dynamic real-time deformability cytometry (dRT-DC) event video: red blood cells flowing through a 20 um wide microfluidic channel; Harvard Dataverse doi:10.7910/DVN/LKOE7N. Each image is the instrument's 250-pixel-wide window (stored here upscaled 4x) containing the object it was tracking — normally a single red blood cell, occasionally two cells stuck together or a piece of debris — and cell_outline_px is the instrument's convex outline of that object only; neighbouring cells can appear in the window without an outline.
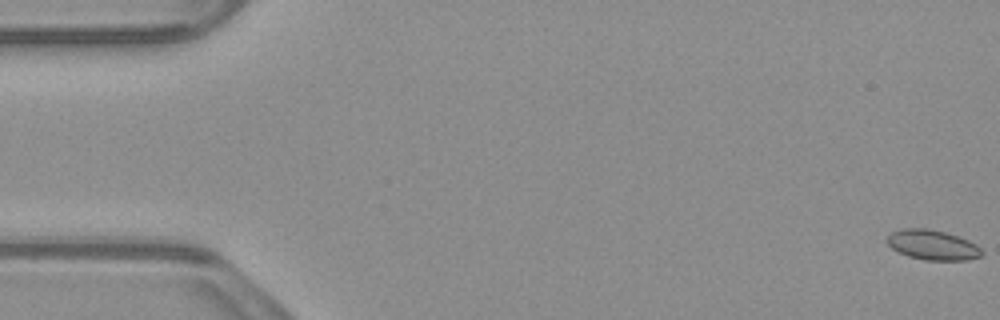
{"species": "common noctule bat (a hibernating species)", "species_latin": "Nyctalus noctula", "temperature_condition": "warm", "stored_images_in_passage": 16, "camera_frame_rate_fps": 3000, "um_per_image_px": 0.085, "animal": {"sex": "male", "body_mass_g": 23.1, "forearm_length_mm": 52.7}, "frame": {"image": 1, "passage_image": 1, "time_ms": 0.0, "image_size_px": [1000, 320], "cell_outline_px": [[984, 256], [968, 260], [924, 260], [908, 256], [892, 248], [884, 240], [892, 232], [900, 228], [928, 228], [944, 232], [968, 240], [976, 244], [984, 252]], "centroid_in_image_um": [79.27, 20.82], "position_along_channel_um": 5.7, "area_um2": 16.65}}
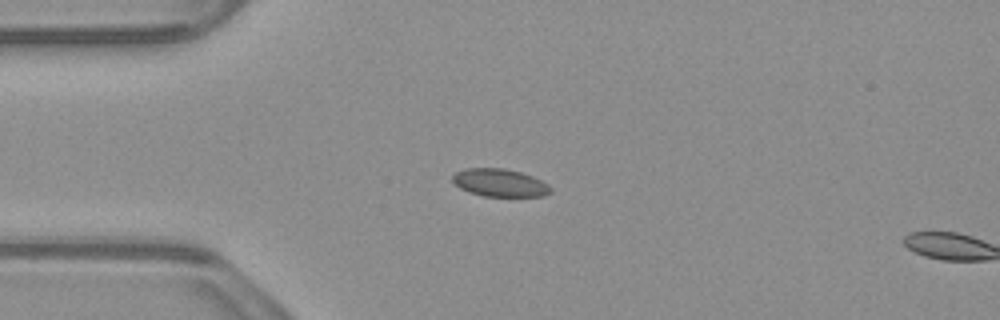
{"frame": {"image": 2, "passage_image": 14, "time_ms": 4.333, "image_size_px": [1000, 320], "cell_outline_px": [[552, 192], [544, 196], [484, 196], [468, 192], [460, 188], [452, 180], [452, 176], [456, 172], [464, 168], [504, 168], [520, 172], [532, 176], [548, 184], [552, 188]], "centroid_in_image_um": [42.48, 15.53], "position_along_channel_um": 42.5, "area_um2": 15.9}}